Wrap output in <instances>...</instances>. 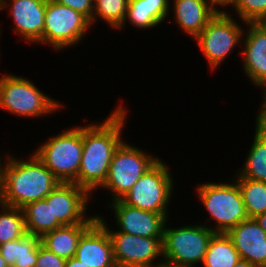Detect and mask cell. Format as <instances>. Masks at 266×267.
<instances>
[{
  "label": "cell",
  "instance_id": "cell-1",
  "mask_svg": "<svg viewBox=\"0 0 266 267\" xmlns=\"http://www.w3.org/2000/svg\"><path fill=\"white\" fill-rule=\"evenodd\" d=\"M126 110L118 107L101 125L82 127L83 153L77 185L89 193L101 187L107 178L113 154L121 141Z\"/></svg>",
  "mask_w": 266,
  "mask_h": 267
},
{
  "label": "cell",
  "instance_id": "cell-2",
  "mask_svg": "<svg viewBox=\"0 0 266 267\" xmlns=\"http://www.w3.org/2000/svg\"><path fill=\"white\" fill-rule=\"evenodd\" d=\"M30 157L28 162L7 158L0 179V203L21 209L45 199L61 183L35 154Z\"/></svg>",
  "mask_w": 266,
  "mask_h": 267
},
{
  "label": "cell",
  "instance_id": "cell-3",
  "mask_svg": "<svg viewBox=\"0 0 266 267\" xmlns=\"http://www.w3.org/2000/svg\"><path fill=\"white\" fill-rule=\"evenodd\" d=\"M83 153L82 127L67 130L35 151L61 183H76Z\"/></svg>",
  "mask_w": 266,
  "mask_h": 267
},
{
  "label": "cell",
  "instance_id": "cell-4",
  "mask_svg": "<svg viewBox=\"0 0 266 267\" xmlns=\"http://www.w3.org/2000/svg\"><path fill=\"white\" fill-rule=\"evenodd\" d=\"M215 234L206 226H186L177 229L164 228L163 260L174 266L193 267L202 262L209 242Z\"/></svg>",
  "mask_w": 266,
  "mask_h": 267
},
{
  "label": "cell",
  "instance_id": "cell-5",
  "mask_svg": "<svg viewBox=\"0 0 266 267\" xmlns=\"http://www.w3.org/2000/svg\"><path fill=\"white\" fill-rule=\"evenodd\" d=\"M197 193L206 210L217 222V228H213L215 233H227L231 228L249 218L237 182L235 184H202Z\"/></svg>",
  "mask_w": 266,
  "mask_h": 267
},
{
  "label": "cell",
  "instance_id": "cell-6",
  "mask_svg": "<svg viewBox=\"0 0 266 267\" xmlns=\"http://www.w3.org/2000/svg\"><path fill=\"white\" fill-rule=\"evenodd\" d=\"M61 106L42 93L25 78L14 75L0 77V108L19 116H40Z\"/></svg>",
  "mask_w": 266,
  "mask_h": 267
},
{
  "label": "cell",
  "instance_id": "cell-7",
  "mask_svg": "<svg viewBox=\"0 0 266 267\" xmlns=\"http://www.w3.org/2000/svg\"><path fill=\"white\" fill-rule=\"evenodd\" d=\"M159 160L122 142L115 150L105 183L112 190L113 201L120 200Z\"/></svg>",
  "mask_w": 266,
  "mask_h": 267
},
{
  "label": "cell",
  "instance_id": "cell-8",
  "mask_svg": "<svg viewBox=\"0 0 266 267\" xmlns=\"http://www.w3.org/2000/svg\"><path fill=\"white\" fill-rule=\"evenodd\" d=\"M160 160L148 170L120 200L145 211L167 214L172 192V176Z\"/></svg>",
  "mask_w": 266,
  "mask_h": 267
},
{
  "label": "cell",
  "instance_id": "cell-9",
  "mask_svg": "<svg viewBox=\"0 0 266 267\" xmlns=\"http://www.w3.org/2000/svg\"><path fill=\"white\" fill-rule=\"evenodd\" d=\"M90 25V20L82 13L47 0L43 43H50L58 50L77 44Z\"/></svg>",
  "mask_w": 266,
  "mask_h": 267
},
{
  "label": "cell",
  "instance_id": "cell-10",
  "mask_svg": "<svg viewBox=\"0 0 266 267\" xmlns=\"http://www.w3.org/2000/svg\"><path fill=\"white\" fill-rule=\"evenodd\" d=\"M97 221L107 230L111 239L113 258L117 267H156L152 262L163 256V238H149L110 231L105 221Z\"/></svg>",
  "mask_w": 266,
  "mask_h": 267
},
{
  "label": "cell",
  "instance_id": "cell-11",
  "mask_svg": "<svg viewBox=\"0 0 266 267\" xmlns=\"http://www.w3.org/2000/svg\"><path fill=\"white\" fill-rule=\"evenodd\" d=\"M242 29L227 13L217 12L195 37L212 68H216L242 38Z\"/></svg>",
  "mask_w": 266,
  "mask_h": 267
},
{
  "label": "cell",
  "instance_id": "cell-12",
  "mask_svg": "<svg viewBox=\"0 0 266 267\" xmlns=\"http://www.w3.org/2000/svg\"><path fill=\"white\" fill-rule=\"evenodd\" d=\"M89 192L76 183H60L51 191L53 218L62 225L94 223L96 216L85 219Z\"/></svg>",
  "mask_w": 266,
  "mask_h": 267
},
{
  "label": "cell",
  "instance_id": "cell-13",
  "mask_svg": "<svg viewBox=\"0 0 266 267\" xmlns=\"http://www.w3.org/2000/svg\"><path fill=\"white\" fill-rule=\"evenodd\" d=\"M112 203L116 224L120 227L118 232L149 238H163L168 214L145 211L129 206L121 200Z\"/></svg>",
  "mask_w": 266,
  "mask_h": 267
},
{
  "label": "cell",
  "instance_id": "cell-14",
  "mask_svg": "<svg viewBox=\"0 0 266 267\" xmlns=\"http://www.w3.org/2000/svg\"><path fill=\"white\" fill-rule=\"evenodd\" d=\"M233 241L240 259L257 267H266V231L255 218H248L226 233Z\"/></svg>",
  "mask_w": 266,
  "mask_h": 267
},
{
  "label": "cell",
  "instance_id": "cell-15",
  "mask_svg": "<svg viewBox=\"0 0 266 267\" xmlns=\"http://www.w3.org/2000/svg\"><path fill=\"white\" fill-rule=\"evenodd\" d=\"M74 257L88 267H117L111 239L97 220L80 237Z\"/></svg>",
  "mask_w": 266,
  "mask_h": 267
},
{
  "label": "cell",
  "instance_id": "cell-16",
  "mask_svg": "<svg viewBox=\"0 0 266 267\" xmlns=\"http://www.w3.org/2000/svg\"><path fill=\"white\" fill-rule=\"evenodd\" d=\"M11 4L14 31L28 42L42 43L47 0H13Z\"/></svg>",
  "mask_w": 266,
  "mask_h": 267
},
{
  "label": "cell",
  "instance_id": "cell-17",
  "mask_svg": "<svg viewBox=\"0 0 266 267\" xmlns=\"http://www.w3.org/2000/svg\"><path fill=\"white\" fill-rule=\"evenodd\" d=\"M249 26L245 39L244 70L257 86L266 83V27L262 23H246Z\"/></svg>",
  "mask_w": 266,
  "mask_h": 267
},
{
  "label": "cell",
  "instance_id": "cell-18",
  "mask_svg": "<svg viewBox=\"0 0 266 267\" xmlns=\"http://www.w3.org/2000/svg\"><path fill=\"white\" fill-rule=\"evenodd\" d=\"M173 2L177 23L193 38L203 31L217 12H221L209 4L210 0H175Z\"/></svg>",
  "mask_w": 266,
  "mask_h": 267
},
{
  "label": "cell",
  "instance_id": "cell-19",
  "mask_svg": "<svg viewBox=\"0 0 266 267\" xmlns=\"http://www.w3.org/2000/svg\"><path fill=\"white\" fill-rule=\"evenodd\" d=\"M92 224L63 225L45 233L40 238L41 243L59 257L70 259L75 256L80 237Z\"/></svg>",
  "mask_w": 266,
  "mask_h": 267
},
{
  "label": "cell",
  "instance_id": "cell-20",
  "mask_svg": "<svg viewBox=\"0 0 266 267\" xmlns=\"http://www.w3.org/2000/svg\"><path fill=\"white\" fill-rule=\"evenodd\" d=\"M21 209L26 231L29 234L41 238L45 233L63 226L56 218H53L51 193L45 199L28 203Z\"/></svg>",
  "mask_w": 266,
  "mask_h": 267
},
{
  "label": "cell",
  "instance_id": "cell-21",
  "mask_svg": "<svg viewBox=\"0 0 266 267\" xmlns=\"http://www.w3.org/2000/svg\"><path fill=\"white\" fill-rule=\"evenodd\" d=\"M40 237L25 234L22 238L0 245V254L12 267H35Z\"/></svg>",
  "mask_w": 266,
  "mask_h": 267
},
{
  "label": "cell",
  "instance_id": "cell-22",
  "mask_svg": "<svg viewBox=\"0 0 266 267\" xmlns=\"http://www.w3.org/2000/svg\"><path fill=\"white\" fill-rule=\"evenodd\" d=\"M168 9V0H129L125 20L140 28H152L168 16Z\"/></svg>",
  "mask_w": 266,
  "mask_h": 267
},
{
  "label": "cell",
  "instance_id": "cell-23",
  "mask_svg": "<svg viewBox=\"0 0 266 267\" xmlns=\"http://www.w3.org/2000/svg\"><path fill=\"white\" fill-rule=\"evenodd\" d=\"M240 260L233 241L226 233H215L203 260L204 267H234Z\"/></svg>",
  "mask_w": 266,
  "mask_h": 267
},
{
  "label": "cell",
  "instance_id": "cell-24",
  "mask_svg": "<svg viewBox=\"0 0 266 267\" xmlns=\"http://www.w3.org/2000/svg\"><path fill=\"white\" fill-rule=\"evenodd\" d=\"M243 170L238 177L266 183V134L256 125V133Z\"/></svg>",
  "mask_w": 266,
  "mask_h": 267
},
{
  "label": "cell",
  "instance_id": "cell-25",
  "mask_svg": "<svg viewBox=\"0 0 266 267\" xmlns=\"http://www.w3.org/2000/svg\"><path fill=\"white\" fill-rule=\"evenodd\" d=\"M245 210L249 218H256L266 212V183L248 178L238 177Z\"/></svg>",
  "mask_w": 266,
  "mask_h": 267
},
{
  "label": "cell",
  "instance_id": "cell-26",
  "mask_svg": "<svg viewBox=\"0 0 266 267\" xmlns=\"http://www.w3.org/2000/svg\"><path fill=\"white\" fill-rule=\"evenodd\" d=\"M5 210L0 214V245L27 234L22 209L0 203Z\"/></svg>",
  "mask_w": 266,
  "mask_h": 267
},
{
  "label": "cell",
  "instance_id": "cell-27",
  "mask_svg": "<svg viewBox=\"0 0 266 267\" xmlns=\"http://www.w3.org/2000/svg\"><path fill=\"white\" fill-rule=\"evenodd\" d=\"M128 1L95 0L93 19L90 22L93 23L96 20V15H98L99 18L104 19L110 26L115 28L122 27L123 23H125Z\"/></svg>",
  "mask_w": 266,
  "mask_h": 267
},
{
  "label": "cell",
  "instance_id": "cell-28",
  "mask_svg": "<svg viewBox=\"0 0 266 267\" xmlns=\"http://www.w3.org/2000/svg\"><path fill=\"white\" fill-rule=\"evenodd\" d=\"M233 7L245 23H261L266 20V0H237Z\"/></svg>",
  "mask_w": 266,
  "mask_h": 267
},
{
  "label": "cell",
  "instance_id": "cell-29",
  "mask_svg": "<svg viewBox=\"0 0 266 267\" xmlns=\"http://www.w3.org/2000/svg\"><path fill=\"white\" fill-rule=\"evenodd\" d=\"M66 259L49 251L42 244L38 248L35 267H65Z\"/></svg>",
  "mask_w": 266,
  "mask_h": 267
},
{
  "label": "cell",
  "instance_id": "cell-30",
  "mask_svg": "<svg viewBox=\"0 0 266 267\" xmlns=\"http://www.w3.org/2000/svg\"><path fill=\"white\" fill-rule=\"evenodd\" d=\"M56 3L82 13L90 21L93 19L94 0H53Z\"/></svg>",
  "mask_w": 266,
  "mask_h": 267
},
{
  "label": "cell",
  "instance_id": "cell-31",
  "mask_svg": "<svg viewBox=\"0 0 266 267\" xmlns=\"http://www.w3.org/2000/svg\"><path fill=\"white\" fill-rule=\"evenodd\" d=\"M256 125L266 134V110H261Z\"/></svg>",
  "mask_w": 266,
  "mask_h": 267
},
{
  "label": "cell",
  "instance_id": "cell-32",
  "mask_svg": "<svg viewBox=\"0 0 266 267\" xmlns=\"http://www.w3.org/2000/svg\"><path fill=\"white\" fill-rule=\"evenodd\" d=\"M65 267H88V266L83 264L77 258L72 257L66 260Z\"/></svg>",
  "mask_w": 266,
  "mask_h": 267
},
{
  "label": "cell",
  "instance_id": "cell-33",
  "mask_svg": "<svg viewBox=\"0 0 266 267\" xmlns=\"http://www.w3.org/2000/svg\"><path fill=\"white\" fill-rule=\"evenodd\" d=\"M237 0H210V4L215 8V4H219L221 6L225 5H234Z\"/></svg>",
  "mask_w": 266,
  "mask_h": 267
},
{
  "label": "cell",
  "instance_id": "cell-34",
  "mask_svg": "<svg viewBox=\"0 0 266 267\" xmlns=\"http://www.w3.org/2000/svg\"><path fill=\"white\" fill-rule=\"evenodd\" d=\"M255 220L266 231V212L264 214L258 215Z\"/></svg>",
  "mask_w": 266,
  "mask_h": 267
},
{
  "label": "cell",
  "instance_id": "cell-35",
  "mask_svg": "<svg viewBox=\"0 0 266 267\" xmlns=\"http://www.w3.org/2000/svg\"><path fill=\"white\" fill-rule=\"evenodd\" d=\"M234 267H257L256 265L244 260V259H240L235 265Z\"/></svg>",
  "mask_w": 266,
  "mask_h": 267
},
{
  "label": "cell",
  "instance_id": "cell-36",
  "mask_svg": "<svg viewBox=\"0 0 266 267\" xmlns=\"http://www.w3.org/2000/svg\"><path fill=\"white\" fill-rule=\"evenodd\" d=\"M158 266H156V267H185V266H174V265H171V264H168V263H166V262H160V264L158 263L157 264Z\"/></svg>",
  "mask_w": 266,
  "mask_h": 267
},
{
  "label": "cell",
  "instance_id": "cell-37",
  "mask_svg": "<svg viewBox=\"0 0 266 267\" xmlns=\"http://www.w3.org/2000/svg\"><path fill=\"white\" fill-rule=\"evenodd\" d=\"M0 267H8L6 260L0 254Z\"/></svg>",
  "mask_w": 266,
  "mask_h": 267
},
{
  "label": "cell",
  "instance_id": "cell-38",
  "mask_svg": "<svg viewBox=\"0 0 266 267\" xmlns=\"http://www.w3.org/2000/svg\"><path fill=\"white\" fill-rule=\"evenodd\" d=\"M262 87H264V89H265L266 88V83ZM261 110H266V89H265L264 103H263V106L261 107Z\"/></svg>",
  "mask_w": 266,
  "mask_h": 267
},
{
  "label": "cell",
  "instance_id": "cell-39",
  "mask_svg": "<svg viewBox=\"0 0 266 267\" xmlns=\"http://www.w3.org/2000/svg\"><path fill=\"white\" fill-rule=\"evenodd\" d=\"M6 3H7V2H5L4 0H0V9L6 7V6H7Z\"/></svg>",
  "mask_w": 266,
  "mask_h": 267
},
{
  "label": "cell",
  "instance_id": "cell-40",
  "mask_svg": "<svg viewBox=\"0 0 266 267\" xmlns=\"http://www.w3.org/2000/svg\"><path fill=\"white\" fill-rule=\"evenodd\" d=\"M0 161H1V159H0ZM2 171H3V167H2V164L0 162V179H1V176H2Z\"/></svg>",
  "mask_w": 266,
  "mask_h": 267
},
{
  "label": "cell",
  "instance_id": "cell-41",
  "mask_svg": "<svg viewBox=\"0 0 266 267\" xmlns=\"http://www.w3.org/2000/svg\"><path fill=\"white\" fill-rule=\"evenodd\" d=\"M266 27V20L261 22Z\"/></svg>",
  "mask_w": 266,
  "mask_h": 267
}]
</instances>
